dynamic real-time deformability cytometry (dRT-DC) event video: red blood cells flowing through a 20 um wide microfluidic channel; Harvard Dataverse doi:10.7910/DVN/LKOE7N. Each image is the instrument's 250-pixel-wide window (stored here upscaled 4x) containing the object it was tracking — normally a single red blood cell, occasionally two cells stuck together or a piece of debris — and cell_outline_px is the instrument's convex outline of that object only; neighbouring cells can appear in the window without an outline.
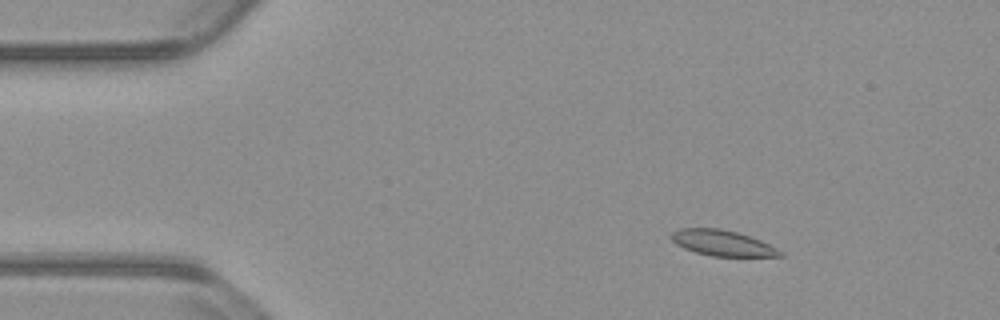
{"species": "common noctule bat (a hibernating species)", "species_latin": "Nyctalus noctula", "temperature_condition": "warm", "stored_images_in_passage": 51, "camera_frame_rate_fps": 3000, "um_per_image_px": 0.085, "animal": {"sex": "male", "body_mass_g": 23.1, "forearm_length_mm": 52.7}, "frame": {"image": 1, "passage_image": 4, "time_ms": 1.0, "image_size_px": [1000, 320], "cell_outline_px": [[784, 256], [712, 256], [696, 252], [684, 248], [676, 244], [668, 236], [672, 232], [680, 228], [720, 228], [736, 232], [760, 240], [784, 252]], "centroid_in_image_um": [61.37, 20.65], "position_along_channel_um": 23.6, "area_um2": 16.18}}
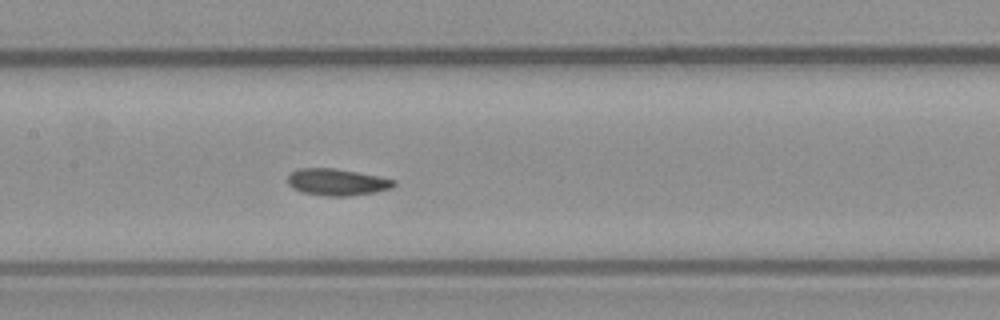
{"frame": {"image": 2, "passage_image": 22, "time_ms": 7.0, "image_size_px": [1000, 320], "cell_outline_px": [[396, 184], [392, 188], [376, 192], [348, 196], [324, 196], [300, 192], [292, 188], [288, 184], [288, 176], [292, 172], [300, 168], [332, 168], [380, 176], [396, 180]], "centroid_in_image_um": [28.65, 15.49], "position_along_channel_um": 178.7, "area_um2": 16.65}}
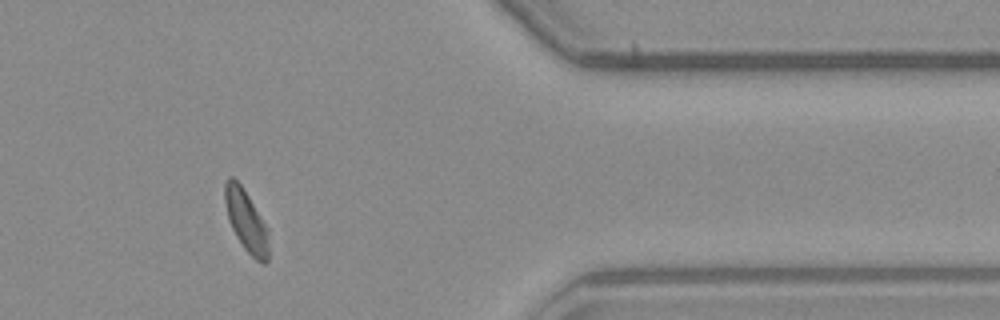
{"frame": {"image": 3, "passage_image": 41, "time_ms": 13.333, "image_size_px": [1000, 320], "cell_outline_px": [[268, 260], [264, 264], [256, 260], [244, 248], [236, 236], [228, 220], [224, 200], [224, 184], [228, 176], [232, 176], [240, 184], [248, 196], [268, 228]], "centroid_in_image_um": [20.91, 18.76], "position_along_channel_um": 390.5, "area_um2": 15.66}, "authors_computed_cell_mechanics": {"area_um2": 16.5886, "velocity_mm_per_s": 3.7682, "shape_relaxation_time_tau1_ms": 5.1971, "shape_relaxation_time_tau2_ms": 4.2637, "deformation_change_tau1": 0.1182, "deformation_change_tau2": 0.0885}}